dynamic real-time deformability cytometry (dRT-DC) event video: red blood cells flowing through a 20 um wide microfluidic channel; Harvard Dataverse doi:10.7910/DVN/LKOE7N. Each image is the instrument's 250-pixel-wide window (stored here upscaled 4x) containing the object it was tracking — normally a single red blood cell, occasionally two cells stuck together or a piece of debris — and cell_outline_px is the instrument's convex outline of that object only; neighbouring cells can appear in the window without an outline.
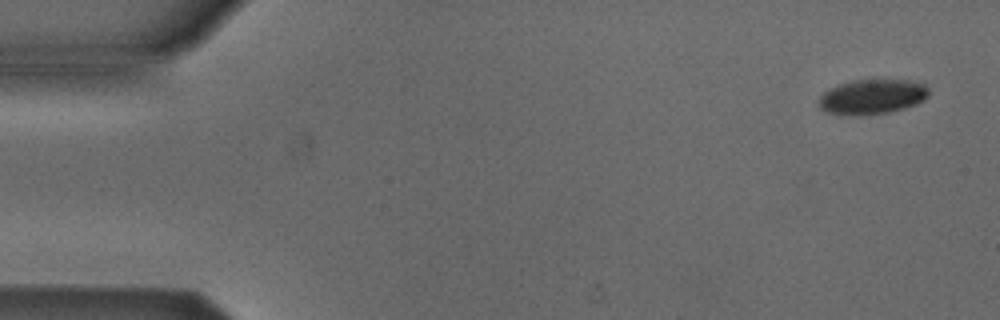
{"species": "Egyptian fruit bat (a non-hibernating species)", "species_latin": "Rousettus aegyptiacus", "temperature_condition": "cold", "stored_images_in_passage": 7, "camera_frame_rate_fps": 3000, "um_per_image_px": 0.085, "animal": {"sex": "male"}, "frame": {"image": 1, "passage_image": 1, "time_ms": 0.0, "image_size_px": [1000, 320], "cell_outline_px": [[928, 96], [924, 100], [916, 104], [904, 108], [888, 112], [824, 112], [816, 104], [820, 96], [824, 92], [840, 84], [852, 80], [908, 80], [924, 84], [928, 88]], "centroid_in_image_um": [74.16, 8.17], "position_along_channel_um": 10.8, "area_um2": 21.44}}
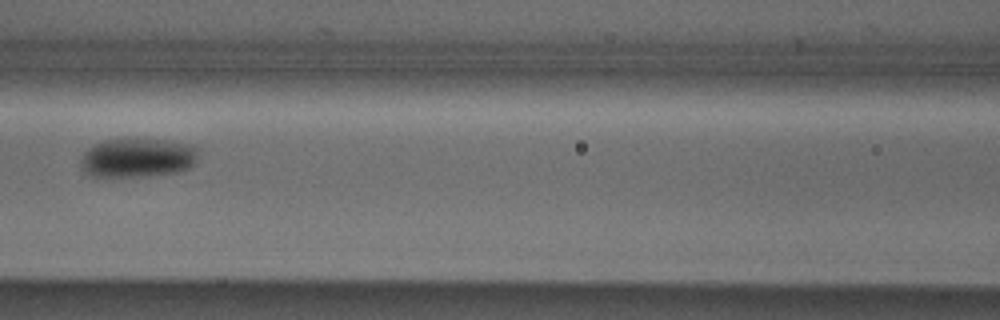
{"frame": {"image": 2, "passage_image": 6, "time_ms": 7.0, "image_size_px": [1000, 320], "cell_outline_px": [[200, 148], [196, 164], [192, 168], [180, 172], [148, 176], [88, 176], [80, 168], [80, 156], [88, 148], [104, 140], [136, 136], [168, 140], [192, 144]], "centroid_in_image_um": [11.74, 13.37], "position_along_channel_um": 154.9, "area_um2": 28.21}}
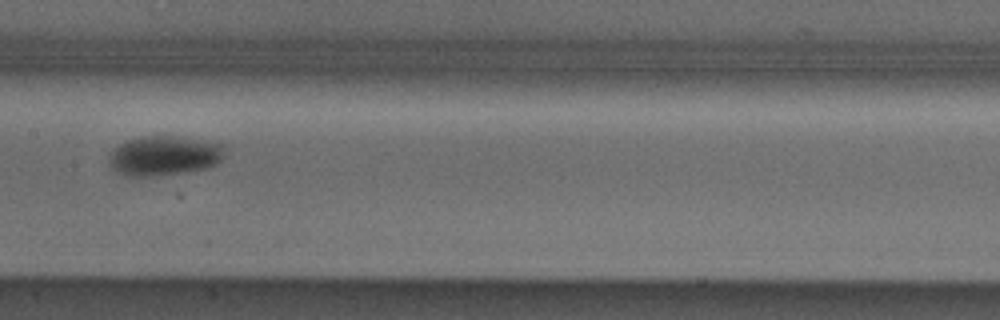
{"frame": {"image": 3, "passage_image": 7, "time_ms": 8.0, "image_size_px": [1000, 320], "cell_outline_px": [[228, 144], [224, 156], [216, 164], [208, 168], [188, 172], [156, 176], [128, 176], [116, 172], [108, 164], [108, 152], [120, 144], [128, 140], [144, 136], [180, 136]], "centroid_in_image_um": [13.99, 13.23], "position_along_channel_um": 193.4, "area_um2": 27.46}}